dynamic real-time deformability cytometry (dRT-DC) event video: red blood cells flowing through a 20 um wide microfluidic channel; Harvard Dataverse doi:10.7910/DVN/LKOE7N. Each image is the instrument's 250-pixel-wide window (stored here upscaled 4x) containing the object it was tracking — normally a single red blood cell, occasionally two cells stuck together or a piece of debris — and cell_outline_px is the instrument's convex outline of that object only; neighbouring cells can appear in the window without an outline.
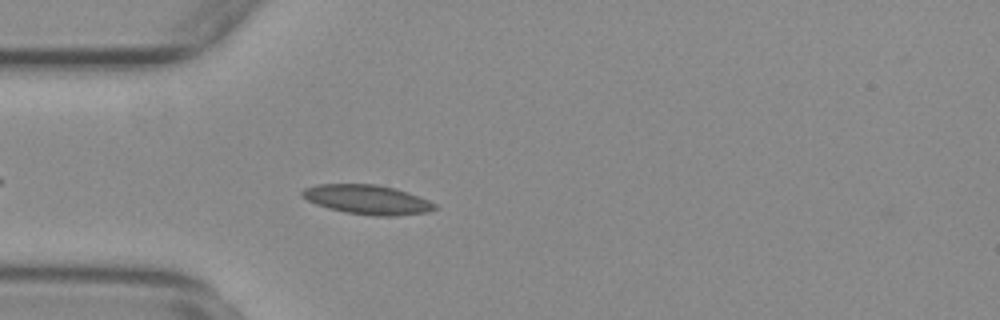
{"species": "common noctule bat (a hibernating species)", "species_latin": "Nyctalus noctula", "temperature_condition": "warm", "stored_images_in_passage": 45, "camera_frame_rate_fps": 3000, "um_per_image_px": 0.085, "animal": {"sex": "female", "body_mass_g": 29.2, "forearm_length_mm": 56.3}, "frame": {"image": 1, "passage_image": 5, "time_ms": 1.333, "image_size_px": [1000, 320], "cell_outline_px": [[436, 208], [428, 212], [396, 216], [376, 216], [344, 212], [328, 208], [316, 204], [300, 196], [300, 192], [304, 188], [320, 184], [376, 184], [392, 188], [428, 200], [436, 204]], "centroid_in_image_um": [31.17, 16.97], "position_along_channel_um": 53.8, "area_um2": 22.48}}
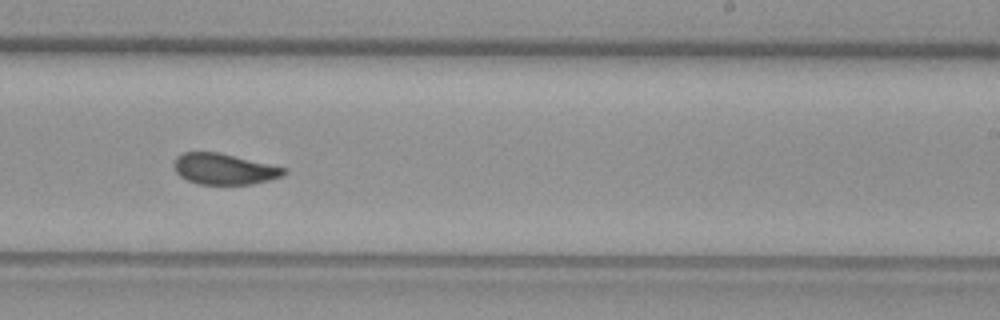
{"frame": {"image": 2, "passage_image": 23, "time_ms": 7.333, "image_size_px": [1000, 320], "cell_outline_px": [[288, 172], [284, 176], [252, 184], [200, 184], [188, 180], [180, 176], [176, 172], [172, 164], [176, 156], [184, 152], [220, 152], [288, 168]], "centroid_in_image_um": [19.07, 14.35], "position_along_channel_um": 269.9, "area_um2": 20.06}}
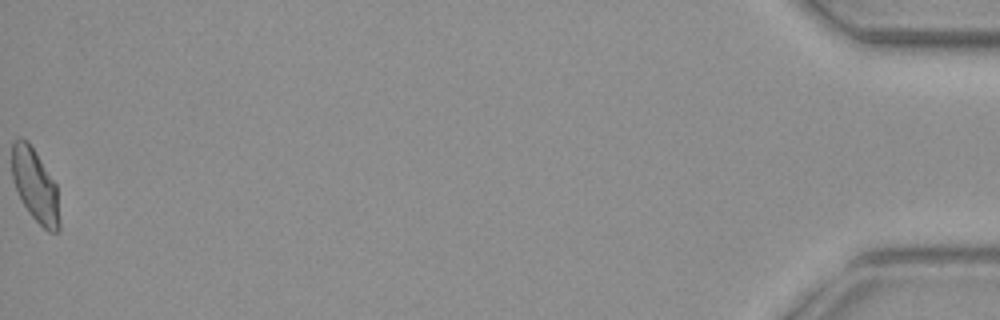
{"frame": {"image": 3, "passage_image": 45, "time_ms": 14.667, "image_size_px": [1000, 320], "cell_outline_px": [[60, 232], [48, 232], [28, 212], [20, 200], [12, 180], [12, 140], [20, 136], [28, 140], [36, 152], [56, 184], [60, 220]], "centroid_in_image_um": [2.97, 15.75], "position_along_channel_um": 432.2, "area_um2": 20.58}, "authors_computed_cell_mechanics": {"area_um2": 20.5768, "velocity_mm_per_s": 3.7094, "shape_relaxation_time_tau1_ms": 7.4356, "shape_relaxation_time_tau2_ms": 1.1949, "deformation_change_tau1": 0.1588, "deformation_change_tau2": 0.0529}}